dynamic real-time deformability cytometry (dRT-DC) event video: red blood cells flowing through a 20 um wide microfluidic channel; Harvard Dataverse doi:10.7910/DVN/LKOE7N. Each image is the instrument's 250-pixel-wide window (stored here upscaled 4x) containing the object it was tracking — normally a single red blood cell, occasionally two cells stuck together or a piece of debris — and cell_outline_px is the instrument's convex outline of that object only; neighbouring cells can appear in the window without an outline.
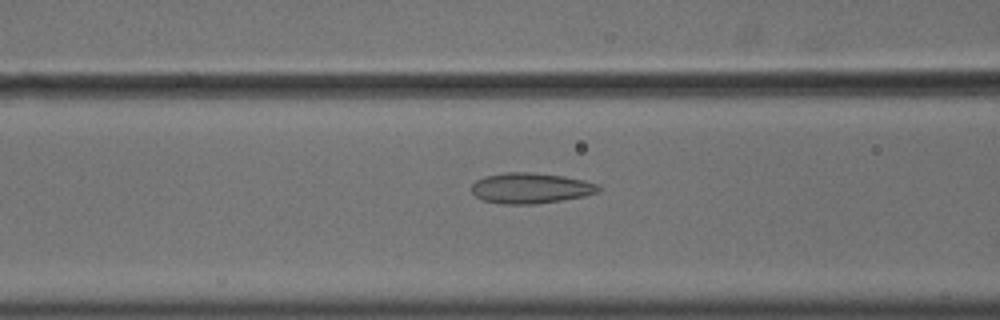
{"species": "common noctule bat (a hibernating species)", "species_latin": "Nyctalus noctula", "temperature_condition": "cold", "stored_images_in_passage": 44, "camera_frame_rate_fps": 3000, "um_per_image_px": 0.085, "animal": {"sex": "male", "body_mass_g": 18.8}, "frame": {"image": 1, "passage_image": 18, "time_ms": 5.667, "image_size_px": [1000, 320], "cell_outline_px": [[600, 188], [596, 192], [584, 196], [536, 204], [500, 204], [484, 200], [476, 196], [472, 192], [472, 184], [476, 180], [484, 176], [504, 172], [532, 172], [564, 176], [584, 180], [600, 184]], "centroid_in_image_um": [45.09, 15.98], "position_along_channel_um": 121.5, "area_um2": 22.66}}
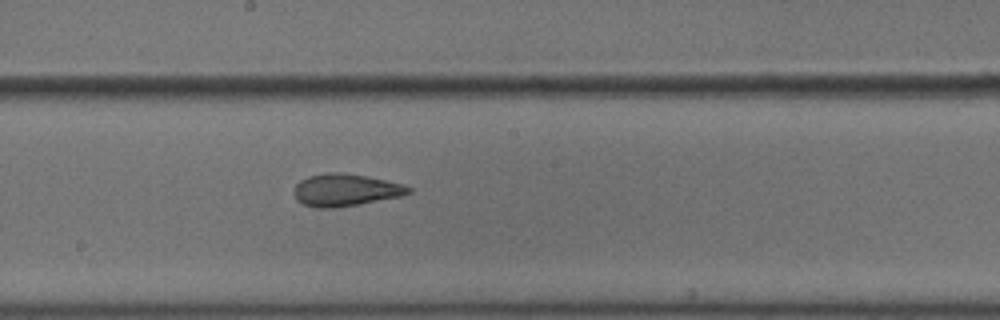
{"frame": {"image": 2, "passage_image": 26, "time_ms": 8.333, "image_size_px": [1000, 320], "cell_outline_px": [[412, 192], [400, 196], [360, 204], [336, 208], [316, 208], [304, 204], [296, 200], [292, 192], [296, 184], [300, 180], [308, 176], [328, 172], [340, 172], [364, 176], [404, 184], [412, 188]], "centroid_in_image_um": [29.33, 16.16], "position_along_channel_um": 218.9, "area_um2": 21.62}}
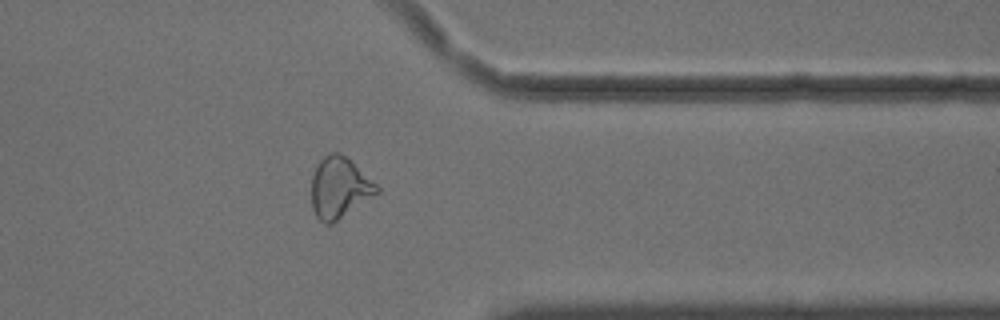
{"frame": {"image": 3, "passage_image": 40, "time_ms": 13.0, "image_size_px": [1000, 320], "cell_outline_px": [[380, 192], [332, 224], [324, 224], [316, 216], [312, 208], [312, 176], [316, 164], [328, 152], [340, 152], [376, 184], [380, 188]], "centroid_in_image_um": [28.83, 15.97], "position_along_channel_um": 382.6, "area_um2": 23.06}}